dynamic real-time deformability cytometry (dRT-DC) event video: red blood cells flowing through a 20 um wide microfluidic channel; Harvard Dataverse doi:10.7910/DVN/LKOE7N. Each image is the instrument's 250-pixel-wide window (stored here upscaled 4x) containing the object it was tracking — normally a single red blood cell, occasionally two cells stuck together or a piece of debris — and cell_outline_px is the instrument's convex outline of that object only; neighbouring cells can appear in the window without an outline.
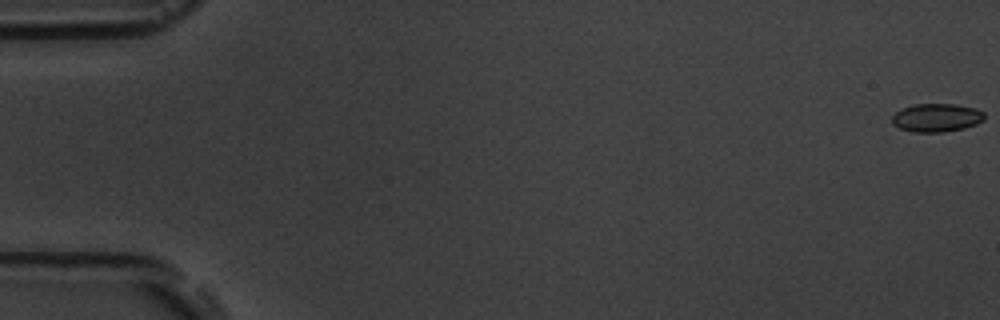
{"species": "common noctule bat (a hibernating species)", "species_latin": "Nyctalus noctula", "temperature_condition": "room temperature", "stored_images_in_passage": 6, "camera_frame_rate_fps": 3000, "um_per_image_px": 0.085, "animal": {"sex": "male", "body_mass_g": 19.5, "forearm_length_mm": 54.6}, "frame": {"image": 1, "passage_image": 1, "time_ms": 0.0, "image_size_px": [1000, 320], "cell_outline_px": [[984, 120], [976, 124], [964, 128], [944, 132], [912, 132], [900, 128], [892, 124], [892, 116], [900, 108], [912, 104], [956, 104], [976, 108], [984, 112]], "centroid_in_image_um": [79.59, 9.99], "position_along_channel_um": 5.4, "area_um2": 15.43}}
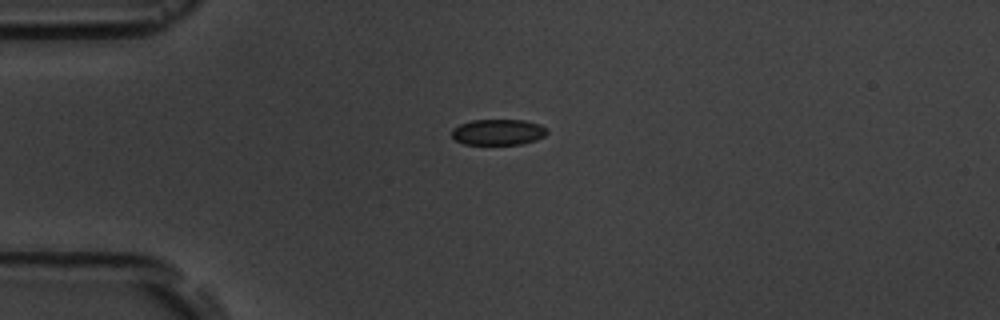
{"frame": {"image": 2, "passage_image": 5, "time_ms": 4.667, "image_size_px": [1000, 320], "cell_outline_px": [[548, 132], [544, 136], [536, 140], [520, 144], [464, 144], [456, 140], [452, 136], [452, 128], [460, 124], [472, 120], [524, 120], [540, 124], [548, 128]], "centroid_in_image_um": [42.36, 11.22], "position_along_channel_um": 42.6, "area_um2": 14.39}}